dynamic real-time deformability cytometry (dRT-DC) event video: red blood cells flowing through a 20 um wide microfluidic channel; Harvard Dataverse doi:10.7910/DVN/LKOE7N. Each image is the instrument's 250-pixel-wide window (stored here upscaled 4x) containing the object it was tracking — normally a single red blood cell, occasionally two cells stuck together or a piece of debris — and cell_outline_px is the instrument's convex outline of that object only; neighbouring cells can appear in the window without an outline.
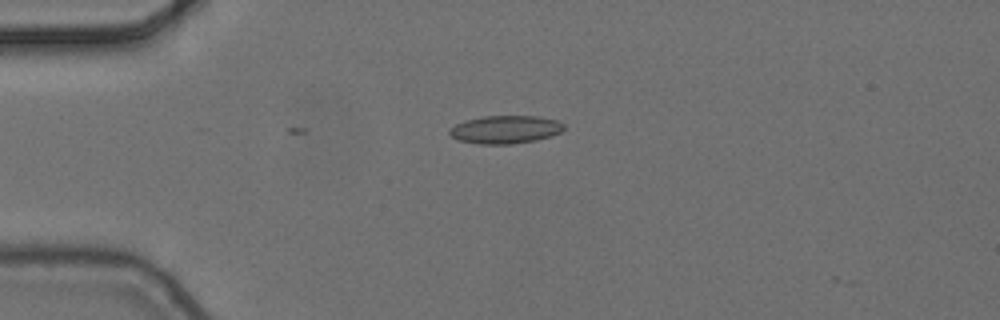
{"species": "common noctule bat (a hibernating species)", "species_latin": "Nyctalus noctula", "temperature_condition": "cold", "stored_images_in_passage": 5, "camera_frame_rate_fps": 3000, "um_per_image_px": 0.085, "animal": {"sex": "female", "body_mass_g": 24.6, "forearm_length_mm": 56.2}, "frame": {"image": 1, "passage_image": 4, "time_ms": 1.0, "image_size_px": [1000, 320], "cell_outline_px": [[564, 128], [560, 132], [552, 136], [536, 140], [512, 144], [480, 144], [456, 140], [448, 132], [456, 124], [468, 120], [484, 116], [536, 116], [556, 120], [564, 124]], "centroid_in_image_um": [42.97, 11.02], "position_along_channel_um": 42.0, "area_um2": 18.55}}